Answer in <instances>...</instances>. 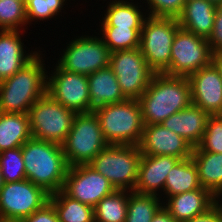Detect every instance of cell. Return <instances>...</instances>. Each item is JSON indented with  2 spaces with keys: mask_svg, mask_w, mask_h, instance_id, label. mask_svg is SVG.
<instances>
[{
  "mask_svg": "<svg viewBox=\"0 0 222 222\" xmlns=\"http://www.w3.org/2000/svg\"><path fill=\"white\" fill-rule=\"evenodd\" d=\"M138 102L144 125L161 124L192 104L189 80L185 76L155 73Z\"/></svg>",
  "mask_w": 222,
  "mask_h": 222,
  "instance_id": "cell-1",
  "label": "cell"
},
{
  "mask_svg": "<svg viewBox=\"0 0 222 222\" xmlns=\"http://www.w3.org/2000/svg\"><path fill=\"white\" fill-rule=\"evenodd\" d=\"M41 52L13 76L0 82V112L29 113L31 106L47 93L49 73Z\"/></svg>",
  "mask_w": 222,
  "mask_h": 222,
  "instance_id": "cell-2",
  "label": "cell"
},
{
  "mask_svg": "<svg viewBox=\"0 0 222 222\" xmlns=\"http://www.w3.org/2000/svg\"><path fill=\"white\" fill-rule=\"evenodd\" d=\"M26 179L49 194L63 189L68 164L62 145L31 138L22 146Z\"/></svg>",
  "mask_w": 222,
  "mask_h": 222,
  "instance_id": "cell-3",
  "label": "cell"
},
{
  "mask_svg": "<svg viewBox=\"0 0 222 222\" xmlns=\"http://www.w3.org/2000/svg\"><path fill=\"white\" fill-rule=\"evenodd\" d=\"M108 144L139 145L144 124L137 99H126L93 110Z\"/></svg>",
  "mask_w": 222,
  "mask_h": 222,
  "instance_id": "cell-4",
  "label": "cell"
},
{
  "mask_svg": "<svg viewBox=\"0 0 222 222\" xmlns=\"http://www.w3.org/2000/svg\"><path fill=\"white\" fill-rule=\"evenodd\" d=\"M142 157L137 145L108 144L89 163L116 190L133 191Z\"/></svg>",
  "mask_w": 222,
  "mask_h": 222,
  "instance_id": "cell-5",
  "label": "cell"
},
{
  "mask_svg": "<svg viewBox=\"0 0 222 222\" xmlns=\"http://www.w3.org/2000/svg\"><path fill=\"white\" fill-rule=\"evenodd\" d=\"M107 145L99 120L92 111L75 115L62 148L67 164L71 167L89 164Z\"/></svg>",
  "mask_w": 222,
  "mask_h": 222,
  "instance_id": "cell-6",
  "label": "cell"
},
{
  "mask_svg": "<svg viewBox=\"0 0 222 222\" xmlns=\"http://www.w3.org/2000/svg\"><path fill=\"white\" fill-rule=\"evenodd\" d=\"M28 114L32 138L62 145L77 113L46 93L31 106Z\"/></svg>",
  "mask_w": 222,
  "mask_h": 222,
  "instance_id": "cell-7",
  "label": "cell"
},
{
  "mask_svg": "<svg viewBox=\"0 0 222 222\" xmlns=\"http://www.w3.org/2000/svg\"><path fill=\"white\" fill-rule=\"evenodd\" d=\"M180 28L177 18L147 16L140 37V50L155 73H164L170 65L171 47Z\"/></svg>",
  "mask_w": 222,
  "mask_h": 222,
  "instance_id": "cell-8",
  "label": "cell"
},
{
  "mask_svg": "<svg viewBox=\"0 0 222 222\" xmlns=\"http://www.w3.org/2000/svg\"><path fill=\"white\" fill-rule=\"evenodd\" d=\"M84 34L69 41L57 64L64 70L90 75L109 66L110 50L100 36Z\"/></svg>",
  "mask_w": 222,
  "mask_h": 222,
  "instance_id": "cell-9",
  "label": "cell"
},
{
  "mask_svg": "<svg viewBox=\"0 0 222 222\" xmlns=\"http://www.w3.org/2000/svg\"><path fill=\"white\" fill-rule=\"evenodd\" d=\"M50 194L30 180L4 182L0 190V221L19 220L40 210L49 202Z\"/></svg>",
  "mask_w": 222,
  "mask_h": 222,
  "instance_id": "cell-10",
  "label": "cell"
},
{
  "mask_svg": "<svg viewBox=\"0 0 222 222\" xmlns=\"http://www.w3.org/2000/svg\"><path fill=\"white\" fill-rule=\"evenodd\" d=\"M213 52L207 39L179 28L171 47L169 68L164 74L185 76L212 63Z\"/></svg>",
  "mask_w": 222,
  "mask_h": 222,
  "instance_id": "cell-11",
  "label": "cell"
},
{
  "mask_svg": "<svg viewBox=\"0 0 222 222\" xmlns=\"http://www.w3.org/2000/svg\"><path fill=\"white\" fill-rule=\"evenodd\" d=\"M109 67L127 99L138 100L155 75L140 48L112 52Z\"/></svg>",
  "mask_w": 222,
  "mask_h": 222,
  "instance_id": "cell-12",
  "label": "cell"
},
{
  "mask_svg": "<svg viewBox=\"0 0 222 222\" xmlns=\"http://www.w3.org/2000/svg\"><path fill=\"white\" fill-rule=\"evenodd\" d=\"M54 67L52 73L47 75V93L76 113L90 112L87 75L66 71L57 63Z\"/></svg>",
  "mask_w": 222,
  "mask_h": 222,
  "instance_id": "cell-13",
  "label": "cell"
},
{
  "mask_svg": "<svg viewBox=\"0 0 222 222\" xmlns=\"http://www.w3.org/2000/svg\"><path fill=\"white\" fill-rule=\"evenodd\" d=\"M62 190L69 197L94 208L102 198L116 189L92 166L80 164L68 168Z\"/></svg>",
  "mask_w": 222,
  "mask_h": 222,
  "instance_id": "cell-14",
  "label": "cell"
},
{
  "mask_svg": "<svg viewBox=\"0 0 222 222\" xmlns=\"http://www.w3.org/2000/svg\"><path fill=\"white\" fill-rule=\"evenodd\" d=\"M191 86L192 104L200 107L209 115L222 111V77L212 62L188 77Z\"/></svg>",
  "mask_w": 222,
  "mask_h": 222,
  "instance_id": "cell-15",
  "label": "cell"
},
{
  "mask_svg": "<svg viewBox=\"0 0 222 222\" xmlns=\"http://www.w3.org/2000/svg\"><path fill=\"white\" fill-rule=\"evenodd\" d=\"M139 148L142 155H167L180 160L192 156L193 147L162 124L144 125Z\"/></svg>",
  "mask_w": 222,
  "mask_h": 222,
  "instance_id": "cell-16",
  "label": "cell"
},
{
  "mask_svg": "<svg viewBox=\"0 0 222 222\" xmlns=\"http://www.w3.org/2000/svg\"><path fill=\"white\" fill-rule=\"evenodd\" d=\"M179 160L167 155H142L133 191L140 194H154L162 198L161 192H164L166 177Z\"/></svg>",
  "mask_w": 222,
  "mask_h": 222,
  "instance_id": "cell-17",
  "label": "cell"
},
{
  "mask_svg": "<svg viewBox=\"0 0 222 222\" xmlns=\"http://www.w3.org/2000/svg\"><path fill=\"white\" fill-rule=\"evenodd\" d=\"M22 32L23 30H0V82L13 76L40 51L35 48V51L27 53L20 36Z\"/></svg>",
  "mask_w": 222,
  "mask_h": 222,
  "instance_id": "cell-18",
  "label": "cell"
},
{
  "mask_svg": "<svg viewBox=\"0 0 222 222\" xmlns=\"http://www.w3.org/2000/svg\"><path fill=\"white\" fill-rule=\"evenodd\" d=\"M209 114L200 107H189L172 114L161 124L184 138L193 148L203 139Z\"/></svg>",
  "mask_w": 222,
  "mask_h": 222,
  "instance_id": "cell-19",
  "label": "cell"
},
{
  "mask_svg": "<svg viewBox=\"0 0 222 222\" xmlns=\"http://www.w3.org/2000/svg\"><path fill=\"white\" fill-rule=\"evenodd\" d=\"M214 199L215 196L202 187L168 197L163 207L177 222H184L207 212L214 206Z\"/></svg>",
  "mask_w": 222,
  "mask_h": 222,
  "instance_id": "cell-20",
  "label": "cell"
},
{
  "mask_svg": "<svg viewBox=\"0 0 222 222\" xmlns=\"http://www.w3.org/2000/svg\"><path fill=\"white\" fill-rule=\"evenodd\" d=\"M217 9V5L207 0L185 2L182 13L177 17L179 26L208 39L213 30Z\"/></svg>",
  "mask_w": 222,
  "mask_h": 222,
  "instance_id": "cell-21",
  "label": "cell"
},
{
  "mask_svg": "<svg viewBox=\"0 0 222 222\" xmlns=\"http://www.w3.org/2000/svg\"><path fill=\"white\" fill-rule=\"evenodd\" d=\"M87 79L90 95V112L98 107L119 103L127 99L109 66L88 75Z\"/></svg>",
  "mask_w": 222,
  "mask_h": 222,
  "instance_id": "cell-22",
  "label": "cell"
},
{
  "mask_svg": "<svg viewBox=\"0 0 222 222\" xmlns=\"http://www.w3.org/2000/svg\"><path fill=\"white\" fill-rule=\"evenodd\" d=\"M107 3L109 4L105 10L104 17L102 14L99 27H143L146 16H148V13L145 12L146 9L143 7L144 5H140L138 2L135 4L134 0H110ZM142 10L145 11L142 12Z\"/></svg>",
  "mask_w": 222,
  "mask_h": 222,
  "instance_id": "cell-23",
  "label": "cell"
},
{
  "mask_svg": "<svg viewBox=\"0 0 222 222\" xmlns=\"http://www.w3.org/2000/svg\"><path fill=\"white\" fill-rule=\"evenodd\" d=\"M31 138L28 113L0 112V152L22 147Z\"/></svg>",
  "mask_w": 222,
  "mask_h": 222,
  "instance_id": "cell-24",
  "label": "cell"
},
{
  "mask_svg": "<svg viewBox=\"0 0 222 222\" xmlns=\"http://www.w3.org/2000/svg\"><path fill=\"white\" fill-rule=\"evenodd\" d=\"M197 166L200 184L214 196L222 194V153L193 148L192 156Z\"/></svg>",
  "mask_w": 222,
  "mask_h": 222,
  "instance_id": "cell-25",
  "label": "cell"
},
{
  "mask_svg": "<svg viewBox=\"0 0 222 222\" xmlns=\"http://www.w3.org/2000/svg\"><path fill=\"white\" fill-rule=\"evenodd\" d=\"M199 188H202V186L199 181L196 164L191 157L182 159L168 173L164 185L163 196L164 194L165 196L161 200L164 202L168 197Z\"/></svg>",
  "mask_w": 222,
  "mask_h": 222,
  "instance_id": "cell-26",
  "label": "cell"
},
{
  "mask_svg": "<svg viewBox=\"0 0 222 222\" xmlns=\"http://www.w3.org/2000/svg\"><path fill=\"white\" fill-rule=\"evenodd\" d=\"M49 202L55 208L59 222H95L94 208L69 197L63 190L50 194Z\"/></svg>",
  "mask_w": 222,
  "mask_h": 222,
  "instance_id": "cell-27",
  "label": "cell"
},
{
  "mask_svg": "<svg viewBox=\"0 0 222 222\" xmlns=\"http://www.w3.org/2000/svg\"><path fill=\"white\" fill-rule=\"evenodd\" d=\"M128 191L114 190L102 198L94 207L95 222H125L127 216Z\"/></svg>",
  "mask_w": 222,
  "mask_h": 222,
  "instance_id": "cell-28",
  "label": "cell"
},
{
  "mask_svg": "<svg viewBox=\"0 0 222 222\" xmlns=\"http://www.w3.org/2000/svg\"><path fill=\"white\" fill-rule=\"evenodd\" d=\"M162 206L161 196L128 191L125 222H151Z\"/></svg>",
  "mask_w": 222,
  "mask_h": 222,
  "instance_id": "cell-29",
  "label": "cell"
},
{
  "mask_svg": "<svg viewBox=\"0 0 222 222\" xmlns=\"http://www.w3.org/2000/svg\"><path fill=\"white\" fill-rule=\"evenodd\" d=\"M98 32L110 52L140 47L142 28L101 27Z\"/></svg>",
  "mask_w": 222,
  "mask_h": 222,
  "instance_id": "cell-30",
  "label": "cell"
},
{
  "mask_svg": "<svg viewBox=\"0 0 222 222\" xmlns=\"http://www.w3.org/2000/svg\"><path fill=\"white\" fill-rule=\"evenodd\" d=\"M27 25L25 0H0V30L20 31Z\"/></svg>",
  "mask_w": 222,
  "mask_h": 222,
  "instance_id": "cell-31",
  "label": "cell"
},
{
  "mask_svg": "<svg viewBox=\"0 0 222 222\" xmlns=\"http://www.w3.org/2000/svg\"><path fill=\"white\" fill-rule=\"evenodd\" d=\"M0 167L4 182L25 180L22 147L0 152Z\"/></svg>",
  "mask_w": 222,
  "mask_h": 222,
  "instance_id": "cell-32",
  "label": "cell"
},
{
  "mask_svg": "<svg viewBox=\"0 0 222 222\" xmlns=\"http://www.w3.org/2000/svg\"><path fill=\"white\" fill-rule=\"evenodd\" d=\"M67 0H25L27 24L38 20H51L58 16Z\"/></svg>",
  "mask_w": 222,
  "mask_h": 222,
  "instance_id": "cell-33",
  "label": "cell"
},
{
  "mask_svg": "<svg viewBox=\"0 0 222 222\" xmlns=\"http://www.w3.org/2000/svg\"><path fill=\"white\" fill-rule=\"evenodd\" d=\"M198 148L201 151L222 153V117L209 115L202 141Z\"/></svg>",
  "mask_w": 222,
  "mask_h": 222,
  "instance_id": "cell-34",
  "label": "cell"
},
{
  "mask_svg": "<svg viewBox=\"0 0 222 222\" xmlns=\"http://www.w3.org/2000/svg\"><path fill=\"white\" fill-rule=\"evenodd\" d=\"M146 1V2H144ZM146 12L152 17L177 18L183 11L185 0H144ZM147 3V4H146ZM147 5V6H146Z\"/></svg>",
  "mask_w": 222,
  "mask_h": 222,
  "instance_id": "cell-35",
  "label": "cell"
},
{
  "mask_svg": "<svg viewBox=\"0 0 222 222\" xmlns=\"http://www.w3.org/2000/svg\"><path fill=\"white\" fill-rule=\"evenodd\" d=\"M23 222H59V219L55 208L48 202L43 208L25 218Z\"/></svg>",
  "mask_w": 222,
  "mask_h": 222,
  "instance_id": "cell-36",
  "label": "cell"
},
{
  "mask_svg": "<svg viewBox=\"0 0 222 222\" xmlns=\"http://www.w3.org/2000/svg\"><path fill=\"white\" fill-rule=\"evenodd\" d=\"M213 53L222 51V12L216 11L213 30L207 39Z\"/></svg>",
  "mask_w": 222,
  "mask_h": 222,
  "instance_id": "cell-37",
  "label": "cell"
},
{
  "mask_svg": "<svg viewBox=\"0 0 222 222\" xmlns=\"http://www.w3.org/2000/svg\"><path fill=\"white\" fill-rule=\"evenodd\" d=\"M184 222H222V217L219 210L214 205L204 214L195 216Z\"/></svg>",
  "mask_w": 222,
  "mask_h": 222,
  "instance_id": "cell-38",
  "label": "cell"
},
{
  "mask_svg": "<svg viewBox=\"0 0 222 222\" xmlns=\"http://www.w3.org/2000/svg\"><path fill=\"white\" fill-rule=\"evenodd\" d=\"M151 222H177L169 212L162 206L154 215Z\"/></svg>",
  "mask_w": 222,
  "mask_h": 222,
  "instance_id": "cell-39",
  "label": "cell"
},
{
  "mask_svg": "<svg viewBox=\"0 0 222 222\" xmlns=\"http://www.w3.org/2000/svg\"><path fill=\"white\" fill-rule=\"evenodd\" d=\"M212 62L219 69L221 77H222V51L213 53Z\"/></svg>",
  "mask_w": 222,
  "mask_h": 222,
  "instance_id": "cell-40",
  "label": "cell"
},
{
  "mask_svg": "<svg viewBox=\"0 0 222 222\" xmlns=\"http://www.w3.org/2000/svg\"><path fill=\"white\" fill-rule=\"evenodd\" d=\"M221 196H222V194L215 196L214 205L217 207V209L219 210L221 217H222V201H220V199L222 200Z\"/></svg>",
  "mask_w": 222,
  "mask_h": 222,
  "instance_id": "cell-41",
  "label": "cell"
},
{
  "mask_svg": "<svg viewBox=\"0 0 222 222\" xmlns=\"http://www.w3.org/2000/svg\"><path fill=\"white\" fill-rule=\"evenodd\" d=\"M3 184H4V180H3V176L1 173V167H0V190L2 189Z\"/></svg>",
  "mask_w": 222,
  "mask_h": 222,
  "instance_id": "cell-42",
  "label": "cell"
},
{
  "mask_svg": "<svg viewBox=\"0 0 222 222\" xmlns=\"http://www.w3.org/2000/svg\"><path fill=\"white\" fill-rule=\"evenodd\" d=\"M207 1H210L212 3H214L215 5L218 6V4L222 1V0H207Z\"/></svg>",
  "mask_w": 222,
  "mask_h": 222,
  "instance_id": "cell-43",
  "label": "cell"
},
{
  "mask_svg": "<svg viewBox=\"0 0 222 222\" xmlns=\"http://www.w3.org/2000/svg\"><path fill=\"white\" fill-rule=\"evenodd\" d=\"M218 10L220 11V12H222V1L218 4Z\"/></svg>",
  "mask_w": 222,
  "mask_h": 222,
  "instance_id": "cell-44",
  "label": "cell"
},
{
  "mask_svg": "<svg viewBox=\"0 0 222 222\" xmlns=\"http://www.w3.org/2000/svg\"><path fill=\"white\" fill-rule=\"evenodd\" d=\"M0 222H23V221H19V220H7V221H0Z\"/></svg>",
  "mask_w": 222,
  "mask_h": 222,
  "instance_id": "cell-45",
  "label": "cell"
}]
</instances>
